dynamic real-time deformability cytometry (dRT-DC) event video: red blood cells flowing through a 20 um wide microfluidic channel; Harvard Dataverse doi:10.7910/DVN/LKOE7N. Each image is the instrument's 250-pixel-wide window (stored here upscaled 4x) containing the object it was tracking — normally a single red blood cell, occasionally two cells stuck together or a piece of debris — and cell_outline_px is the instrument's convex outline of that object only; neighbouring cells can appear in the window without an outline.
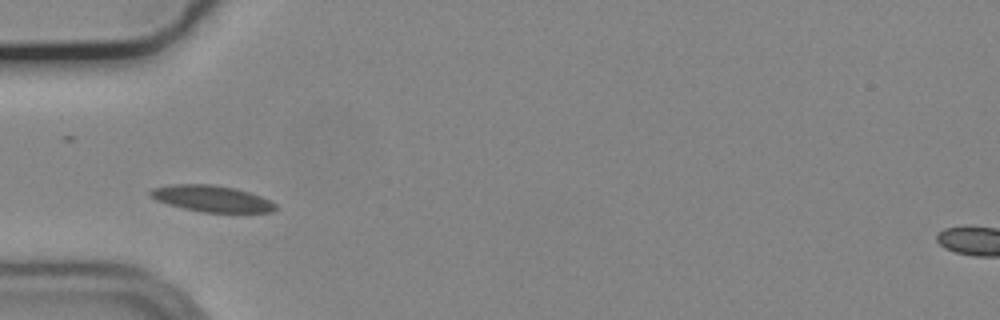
{"species": "common noctule bat (a hibernating species)", "species_latin": "Nyctalus noctula", "temperature_condition": "cold", "stored_images_in_passage": 41, "camera_frame_rate_fps": 3000, "um_per_image_px": 0.085, "animal": {"sex": "male", "body_mass_g": 19.2, "forearm_length_mm": 51.8}, "frame": {"image": 1, "passage_image": 7, "time_ms": 2.0, "image_size_px": [1000, 320], "cell_outline_px": [[276, 208], [272, 212], [204, 212], [184, 208], [168, 204], [156, 200], [148, 196], [148, 192], [152, 188], [168, 184], [212, 184], [236, 188], [260, 196], [276, 204]], "centroid_in_image_um": [17.94, 16.87], "position_along_channel_um": 67.1, "area_um2": 19.19}, "authors_computed_cell_mechanics": {"area_um2": 18.2648, "velocity_mm_per_s": 3.6299, "shape_relaxation_time_tau1_ms": null, "shape_relaxation_time_tau2_ms": 4.1962, "deformation_change_tau1": null, "deformation_change_tau2": 0.0844}}